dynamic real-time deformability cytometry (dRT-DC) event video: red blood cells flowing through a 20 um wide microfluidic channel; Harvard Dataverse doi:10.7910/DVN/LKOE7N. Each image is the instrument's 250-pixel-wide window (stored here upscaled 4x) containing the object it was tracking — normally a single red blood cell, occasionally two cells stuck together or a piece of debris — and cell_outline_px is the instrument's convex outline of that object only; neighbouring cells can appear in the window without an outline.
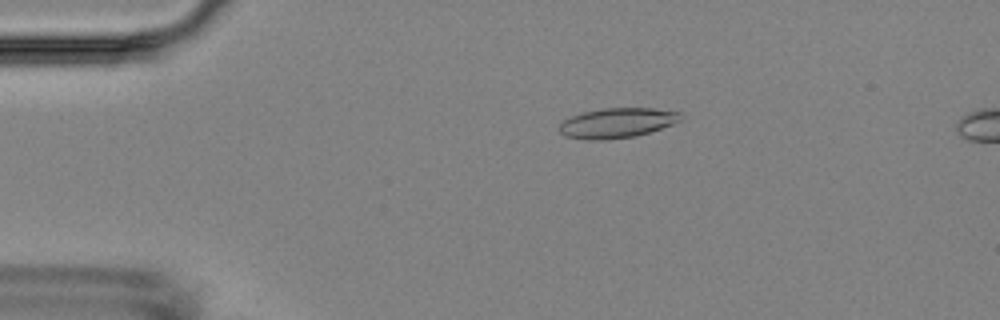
{"species": "Egyptian fruit bat (a non-hibernating species)", "species_latin": "Rousettus aegyptiacus", "temperature_condition": "room temperature", "stored_images_in_passage": 7, "camera_frame_rate_fps": 3000, "um_per_image_px": 0.085, "animal": {"sex": "female"}, "frame": {"image": 1, "passage_image": 4, "time_ms": 3.333, "image_size_px": [1000, 320], "cell_outline_px": [[684, 116], [680, 120], [672, 124], [636, 136], [600, 140], [588, 140], [564, 136], [556, 128], [564, 120], [572, 116], [584, 112], [600, 108], [652, 108], [680, 112]], "centroid_in_image_um": [52.42, 10.44], "position_along_channel_um": 32.6, "area_um2": 21.15}}